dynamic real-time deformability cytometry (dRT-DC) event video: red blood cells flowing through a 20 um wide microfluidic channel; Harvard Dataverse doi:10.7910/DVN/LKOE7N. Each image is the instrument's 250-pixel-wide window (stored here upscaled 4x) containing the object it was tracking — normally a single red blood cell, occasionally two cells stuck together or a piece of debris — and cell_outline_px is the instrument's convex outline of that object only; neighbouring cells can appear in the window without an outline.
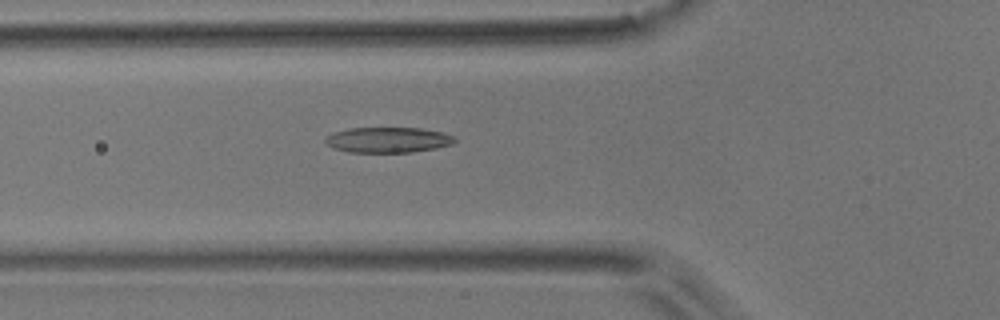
{"species": "common noctule bat (a hibernating species)", "species_latin": "Nyctalus noctula", "temperature_condition": "room temperature", "stored_images_in_passage": 52, "camera_frame_rate_fps": 3000, "um_per_image_px": 0.085, "animal": {"sex": "male", "body_mass_g": 17.9}, "frame": {"image": 1, "passage_image": 18, "time_ms": 5.667, "image_size_px": [1000, 320], "cell_outline_px": [[456, 140], [452, 144], [436, 148], [412, 152], [348, 152], [332, 148], [324, 140], [328, 136], [336, 132], [348, 128], [420, 128], [440, 132], [456, 136]], "centroid_in_image_um": [33.0, 11.89], "position_along_channel_um": 92.8, "area_um2": 19.07}}
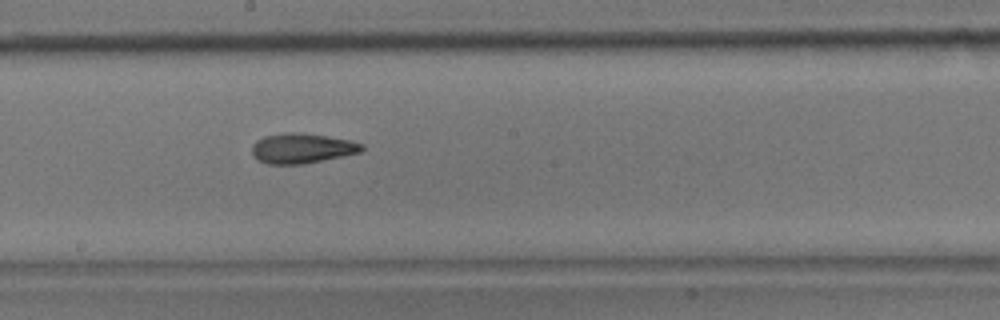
{"frame": {"image": 2, "passage_image": 28, "time_ms": 9.0, "image_size_px": [1000, 320], "cell_outline_px": [[364, 148], [360, 152], [304, 164], [268, 164], [252, 156], [252, 144], [256, 140], [264, 136], [288, 132], [304, 132], [352, 140], [364, 144]], "centroid_in_image_um": [25.67, 12.59], "position_along_channel_um": 222.5, "area_um2": 19.36}}
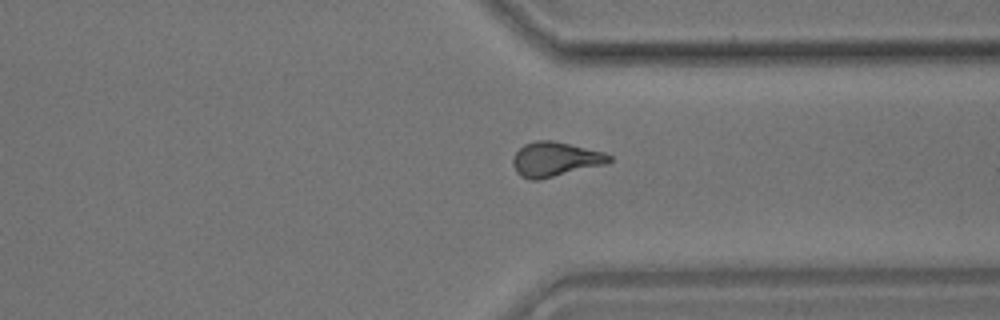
{"frame": {"image": 3, "passage_image": 39, "time_ms": 12.667, "image_size_px": [1000, 320], "cell_outline_px": [[612, 160], [608, 164], [540, 180], [528, 180], [520, 176], [516, 172], [512, 164], [512, 156], [524, 144], [536, 140], [552, 140], [604, 152], [612, 156]], "centroid_in_image_um": [47.18, 13.55], "position_along_channel_um": 364.2, "area_um2": 19.71}, "authors_computed_cell_mechanics": {"area_um2": 18.8428, "velocity_mm_per_s": 3.868, "shape_relaxation_time_tau1_ms": 7.5876, "shape_relaxation_time_tau2_ms": 3.1041, "deformation_change_tau1": 0.1946, "deformation_change_tau2": 0.1119}}